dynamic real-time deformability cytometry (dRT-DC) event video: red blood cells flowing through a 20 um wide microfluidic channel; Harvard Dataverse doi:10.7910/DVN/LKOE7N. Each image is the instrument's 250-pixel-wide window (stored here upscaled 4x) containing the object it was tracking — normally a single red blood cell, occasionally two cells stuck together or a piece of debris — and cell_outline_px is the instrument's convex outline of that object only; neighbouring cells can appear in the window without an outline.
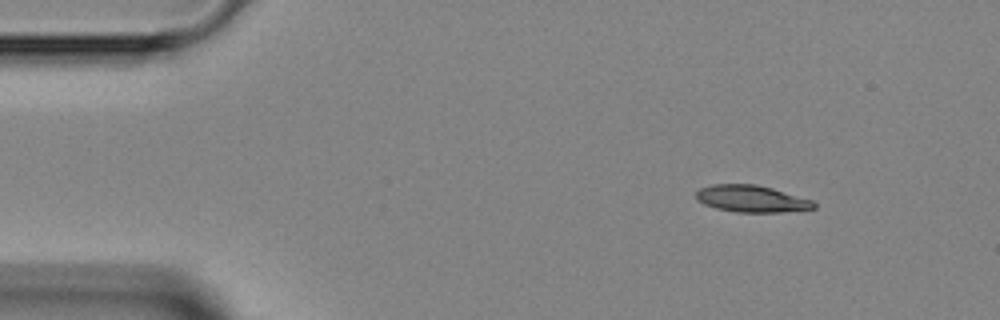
{"species": "Egyptian fruit bat (a non-hibernating species)", "species_latin": "Rousettus aegyptiacus", "temperature_condition": "room temperature", "stored_images_in_passage": 3, "segment_of_instrument_passage": [2, 2], "camera_frame_rate_fps": 3000, "um_per_image_px": 0.085, "animal": {"sex": "female"}, "frame": {"image": 1, "passage_image": 3, "time_ms": 8.333, "image_size_px": [1000, 320], "cell_outline_px": [[816, 208], [780, 212], [736, 212], [716, 208], [704, 204], [696, 200], [696, 192], [700, 188], [712, 184], [756, 184], [772, 188], [812, 200], [816, 204]], "centroid_in_image_um": [63.85, 16.89], "position_along_channel_um": 21.1, "area_um2": 18.38}}